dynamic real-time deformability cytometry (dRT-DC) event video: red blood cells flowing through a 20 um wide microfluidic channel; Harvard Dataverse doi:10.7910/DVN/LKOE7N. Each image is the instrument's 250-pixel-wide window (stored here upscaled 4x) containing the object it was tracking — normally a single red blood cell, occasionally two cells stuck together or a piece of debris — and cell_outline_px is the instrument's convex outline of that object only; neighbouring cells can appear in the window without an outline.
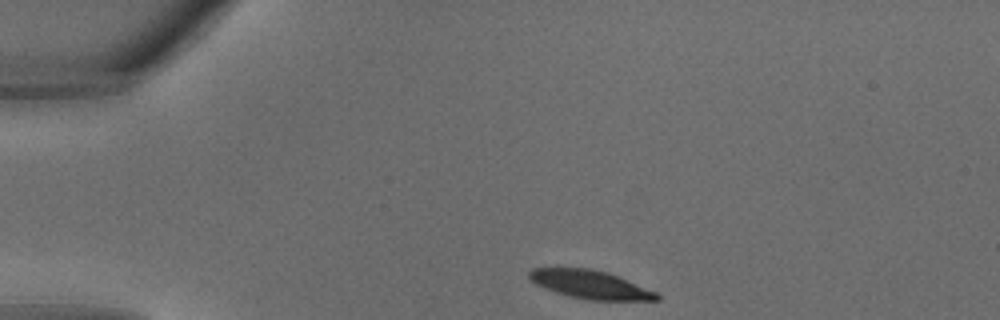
{"species": "common noctule bat (a hibernating species)", "species_latin": "Nyctalus noctula", "temperature_condition": "warm", "stored_images_in_passage": 28, "camera_frame_rate_fps": 3000, "um_per_image_px": 0.085, "animal": {"sex": "male", "body_mass_g": 18.8}, "frame": {"image": 1, "passage_image": 1, "time_ms": 0.0, "image_size_px": [1000, 320], "cell_outline_px": [[660, 300], [588, 300], [556, 292], [544, 288], [536, 284], [528, 276], [528, 272], [532, 268], [556, 264], [588, 268], [608, 272], [656, 292], [660, 296]], "centroid_in_image_um": [50.07, 24.12], "position_along_channel_um": 34.9, "area_um2": 21.62}}
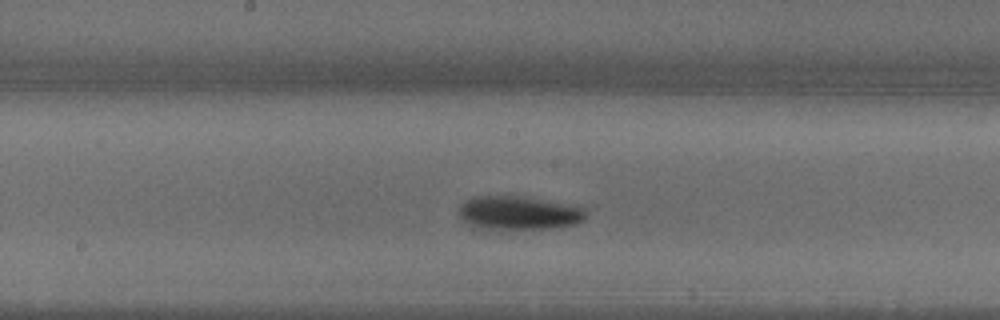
{"frame": {"image": 2, "passage_image": 12, "time_ms": 3.667, "image_size_px": [1000, 320], "cell_outline_px": [[588, 216], [584, 220], [576, 224], [552, 228], [472, 228], [460, 216], [460, 204], [464, 200], [472, 196], [524, 196], [576, 204], [584, 208], [588, 212]], "centroid_in_image_um": [44.16, 18.07], "position_along_channel_um": 204.0, "area_um2": 25.32}}
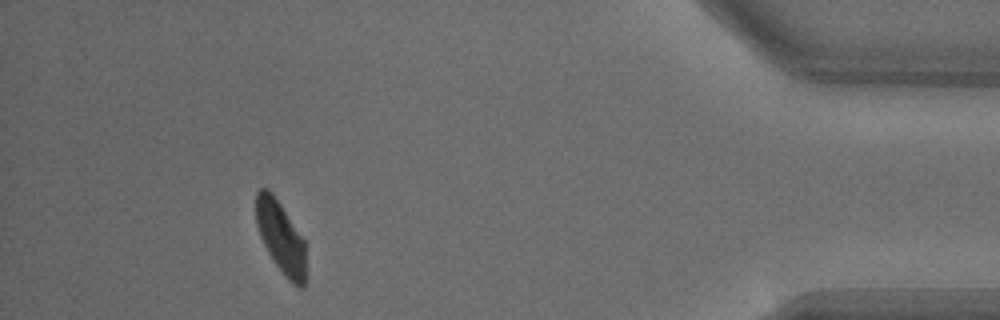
{"frame": {"image": 3, "passage_image": 25, "time_ms": 8.0, "image_size_px": [1000, 320], "cell_outline_px": [[304, 284], [300, 288], [288, 280], [276, 264], [268, 252], [260, 236], [256, 224], [256, 192], [260, 188], [268, 188], [272, 192], [304, 240]], "centroid_in_image_um": [23.83, 20.12], "position_along_channel_um": 411.4, "area_um2": 20.35}}